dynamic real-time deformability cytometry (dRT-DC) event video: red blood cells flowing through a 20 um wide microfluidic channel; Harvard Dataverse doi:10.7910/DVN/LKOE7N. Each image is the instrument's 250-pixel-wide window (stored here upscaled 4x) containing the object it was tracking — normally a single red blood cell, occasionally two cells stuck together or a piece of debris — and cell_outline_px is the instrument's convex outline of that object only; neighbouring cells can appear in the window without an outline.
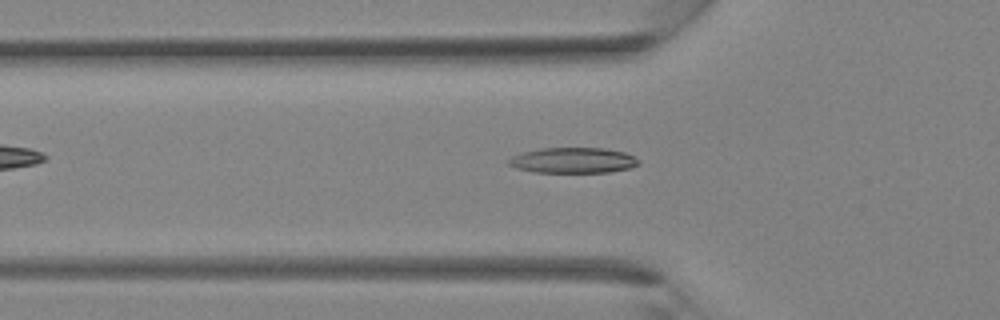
{"species": "Egyptian fruit bat (a non-hibernating species)", "species_latin": "Rousettus aegyptiacus", "temperature_condition": "room temperature", "stored_images_in_passage": 28, "camera_frame_rate_fps": 3000, "um_per_image_px": 0.085, "animal": {"sex": "female"}, "frame": {"image": 1, "passage_image": 5, "time_ms": 1.333, "image_size_px": [1000, 320], "cell_outline_px": [[640, 164], [632, 168], [612, 172], [532, 172], [516, 168], [508, 164], [508, 160], [512, 156], [520, 152], [540, 148], [604, 148], [624, 152], [640, 160]], "centroid_in_image_um": [48.71, 13.63], "position_along_channel_um": 77.1, "area_um2": 19.54}}
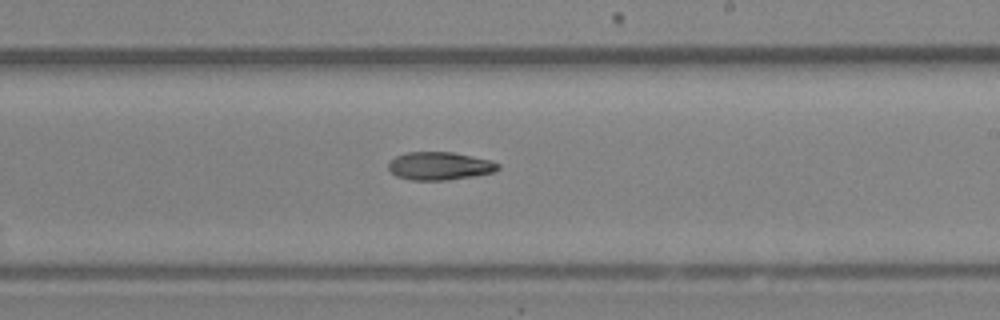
{"frame": {"image": 2, "passage_image": 14, "time_ms": 4.333, "image_size_px": [1000, 320], "cell_outline_px": [[500, 168], [492, 172], [472, 176], [448, 180], [408, 180], [396, 176], [388, 168], [388, 164], [396, 156], [404, 152], [452, 152], [472, 156], [488, 160], [500, 164]], "centroid_in_image_um": [37.33, 14.11], "position_along_channel_um": 251.7, "area_um2": 17.8}}
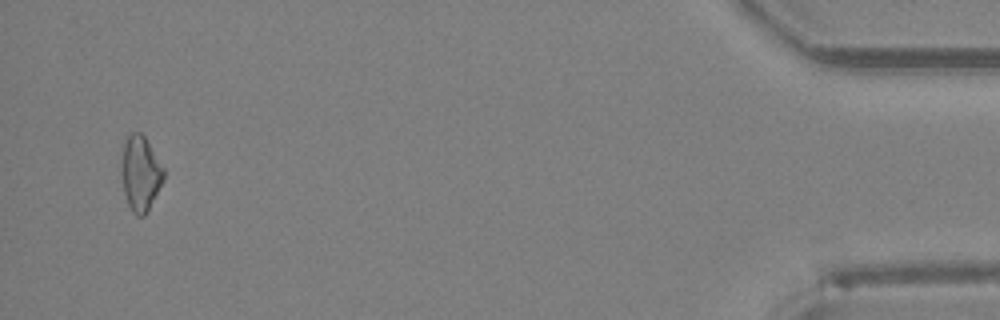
{"frame": {"image": 3, "passage_image": 27, "time_ms": 8.667, "image_size_px": [1000, 320], "cell_outline_px": [[164, 180], [144, 216], [136, 216], [132, 212], [128, 204], [124, 192], [120, 172], [120, 164], [124, 144], [128, 136], [132, 132], [140, 132], [144, 136], [164, 168]], "centroid_in_image_um": [11.92, 14.74], "position_along_channel_um": 423.3, "area_um2": 18.44}}